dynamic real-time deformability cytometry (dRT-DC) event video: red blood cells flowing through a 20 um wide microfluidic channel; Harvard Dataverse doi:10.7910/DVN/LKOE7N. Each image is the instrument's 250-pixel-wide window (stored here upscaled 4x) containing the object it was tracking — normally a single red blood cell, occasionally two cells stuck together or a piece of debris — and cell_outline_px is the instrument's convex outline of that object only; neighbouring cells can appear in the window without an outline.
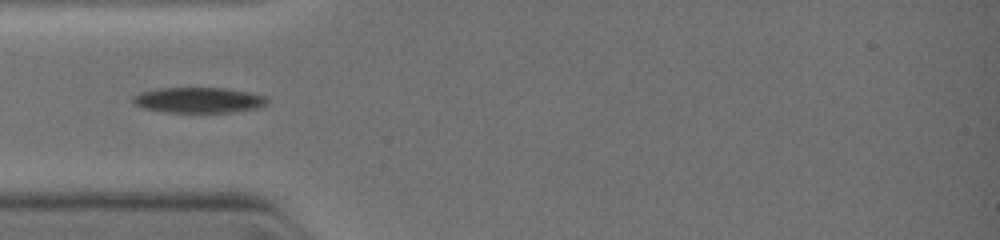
{"species": "common noctule bat (a hibernating species)", "species_latin": "Nyctalus noctula", "temperature_condition": "warm", "stored_images_in_passage": 29, "camera_frame_rate_fps": 3000, "um_per_image_px": 0.085, "animal": {"sex": "female", "body_mass_g": 19.0, "forearm_length_mm": 51.5}, "frame": {"image": 1, "passage_image": 4, "time_ms": 1.0, "image_size_px": [1000, 240], "cell_outline_px": [[268, 100], [264, 104], [256, 108], [228, 112], [168, 112], [144, 108], [136, 104], [132, 100], [132, 96], [140, 92], [160, 88], [224, 88], [248, 92], [264, 96]], "centroid_in_image_um": [16.84, 8.5], "position_along_channel_um": 68.2, "area_um2": 19.59}}
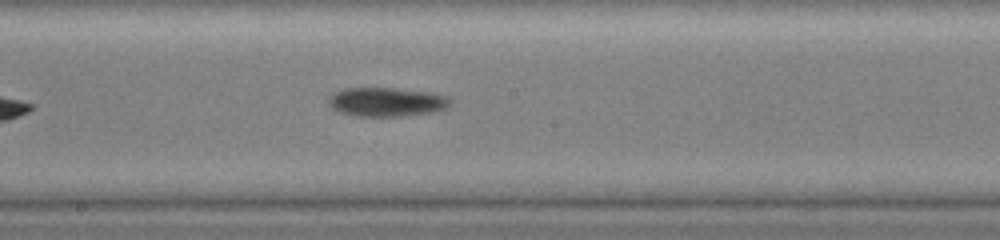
{"frame": {"image": 2, "passage_image": 14, "time_ms": 4.0, "image_size_px": [1000, 240], "cell_outline_px": [[452, 104], [448, 108], [436, 112], [400, 116], [360, 116], [340, 112], [332, 108], [328, 104], [328, 100], [332, 92], [344, 88], [396, 88], [432, 92], [448, 96], [452, 100]], "centroid_in_image_um": [32.91, 8.65], "position_along_channel_um": 215.3, "area_um2": 20.92}}
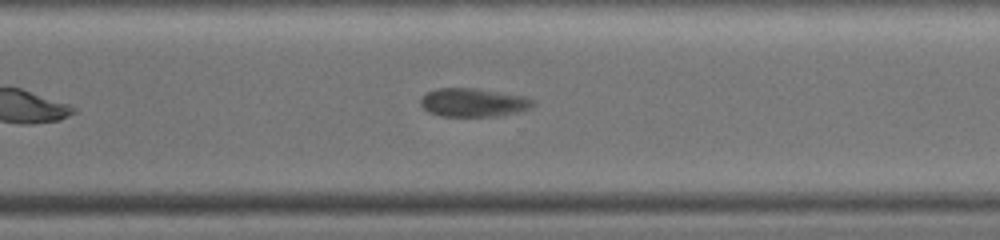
{"frame": {"image": 3, "passage_image": 26, "time_ms": 6.333, "image_size_px": [1000, 240], "cell_outline_px": [[540, 104], [532, 108], [516, 112], [496, 116], [440, 116], [428, 112], [420, 104], [420, 100], [428, 92], [436, 88], [476, 88], [524, 96], [536, 100]], "centroid_in_image_um": [40.3, 8.71], "position_along_channel_um": 330.3, "area_um2": 18.84}}